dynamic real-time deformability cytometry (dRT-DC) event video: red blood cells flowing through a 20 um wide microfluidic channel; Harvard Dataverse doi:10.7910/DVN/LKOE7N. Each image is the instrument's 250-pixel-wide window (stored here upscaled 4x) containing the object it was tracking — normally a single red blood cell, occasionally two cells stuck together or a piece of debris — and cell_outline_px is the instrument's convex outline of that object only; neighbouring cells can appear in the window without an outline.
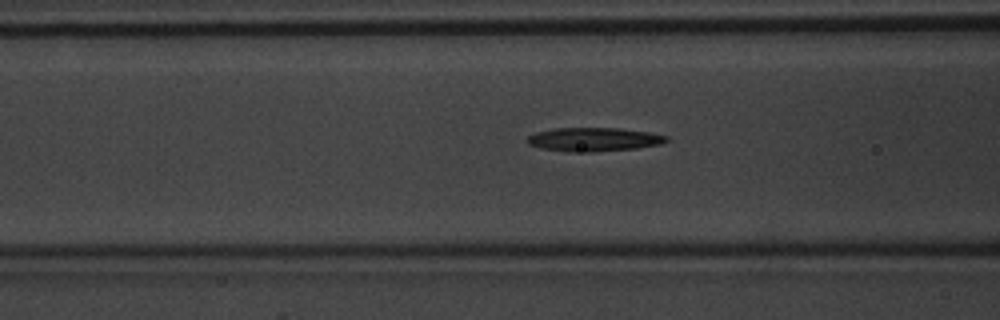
{"species": "common noctule bat (a hibernating species)", "species_latin": "Nyctalus noctula", "temperature_condition": "warm", "stored_images_in_passage": 48, "camera_frame_rate_fps": 3000, "um_per_image_px": 0.085, "animal": {"sex": "male", "body_mass_g": 20.1, "forearm_length_mm": 53.5}, "frame": {"image": 1, "passage_image": 20, "time_ms": 6.333, "image_size_px": [1000, 320], "cell_outline_px": [[668, 140], [660, 144], [636, 148], [592, 152], [572, 152], [540, 148], [528, 144], [524, 140], [528, 136], [536, 132], [552, 128], [620, 128], [648, 132], [668, 136]], "centroid_in_image_um": [50.42, 11.85], "position_along_channel_um": 116.2, "area_um2": 19.31}}
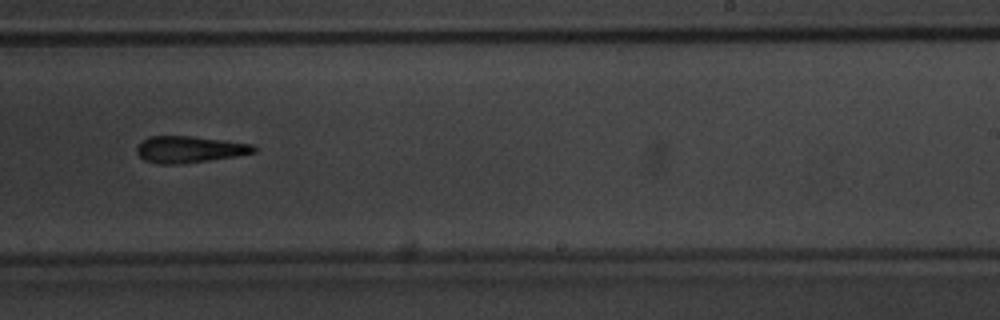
{"frame": {"image": 2, "passage_image": 31, "time_ms": 10.0, "image_size_px": [1000, 320], "cell_outline_px": [[256, 152], [236, 156], [180, 164], [156, 164], [144, 160], [136, 152], [136, 148], [148, 136], [192, 136], [224, 140], [252, 144], [256, 148]], "centroid_in_image_um": [16.09, 12.7], "position_along_channel_um": 272.9, "area_um2": 18.09}}
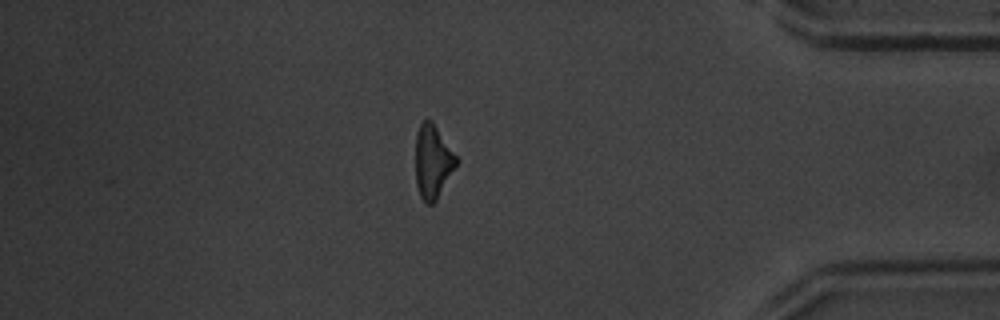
{"frame": {"image": 3, "passage_image": 42, "time_ms": 13.667, "image_size_px": [1000, 320], "cell_outline_px": [[460, 160], [436, 200], [432, 204], [424, 204], [420, 196], [416, 184], [416, 132], [420, 124], [424, 120], [432, 120]], "centroid_in_image_um": [36.79, 13.74], "position_along_channel_um": 398.4, "area_um2": 17.63}}